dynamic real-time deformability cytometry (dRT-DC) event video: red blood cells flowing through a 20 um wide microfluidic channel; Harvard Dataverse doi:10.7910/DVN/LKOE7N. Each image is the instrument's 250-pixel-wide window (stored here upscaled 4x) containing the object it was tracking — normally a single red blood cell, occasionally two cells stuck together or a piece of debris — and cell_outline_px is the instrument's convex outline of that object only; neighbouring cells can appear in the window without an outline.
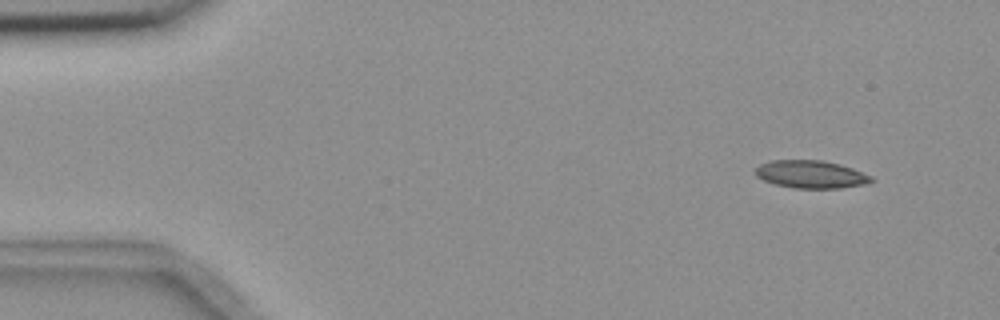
{"species": "common noctule bat (a hibernating species)", "species_latin": "Nyctalus noctula", "temperature_condition": "room temperature", "stored_images_in_passage": 7, "camera_frame_rate_fps": 3000, "um_per_image_px": 0.085, "animal": {"sex": "female", "body_mass_g": 18.4}, "frame": {"image": 1, "passage_image": 1, "time_ms": 0.0, "image_size_px": [1000, 320], "cell_outline_px": [[876, 180], [864, 184], [840, 188], [792, 188], [776, 184], [764, 180], [756, 176], [756, 168], [760, 164], [772, 160], [820, 160], [840, 164], [852, 168], [872, 176]], "centroid_in_image_um": [68.94, 14.82], "position_along_channel_um": 16.1, "area_um2": 18.67}}
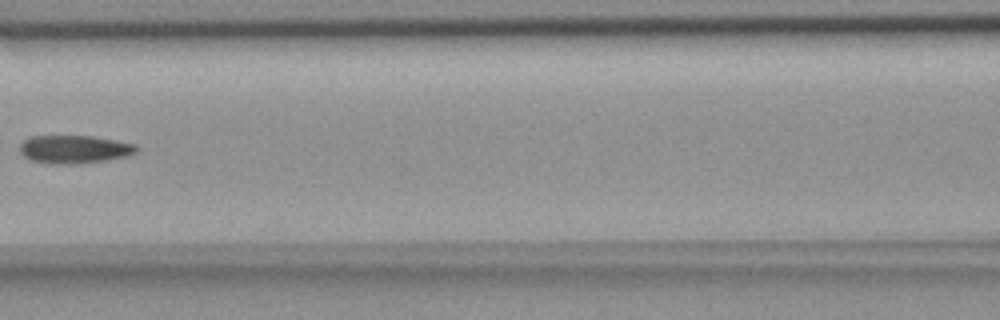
{"frame": {"image": 2, "passage_image": 6, "time_ms": 6.667, "image_size_px": [1000, 320], "cell_outline_px": [[140, 148], [136, 152], [128, 156], [104, 160], [72, 164], [48, 164], [32, 160], [24, 156], [20, 152], [20, 144], [28, 136], [92, 136], [116, 140], [136, 144]], "centroid_in_image_um": [6.32, 12.68], "position_along_channel_um": 160.3, "area_um2": 19.19}}
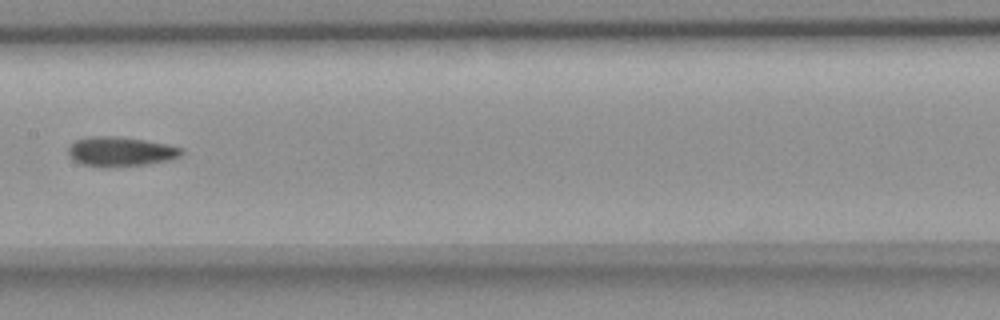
{"frame": {"image": 3, "passage_image": 7, "time_ms": 7.667, "image_size_px": [1000, 320], "cell_outline_px": [[184, 152], [180, 156], [168, 160], [148, 164], [112, 168], [100, 168], [80, 164], [72, 160], [68, 156], [68, 148], [76, 140], [92, 136], [112, 136], [144, 140], [168, 144], [184, 148]], "centroid_in_image_um": [10.23, 12.91], "position_along_channel_um": 197.2, "area_um2": 19.88}}